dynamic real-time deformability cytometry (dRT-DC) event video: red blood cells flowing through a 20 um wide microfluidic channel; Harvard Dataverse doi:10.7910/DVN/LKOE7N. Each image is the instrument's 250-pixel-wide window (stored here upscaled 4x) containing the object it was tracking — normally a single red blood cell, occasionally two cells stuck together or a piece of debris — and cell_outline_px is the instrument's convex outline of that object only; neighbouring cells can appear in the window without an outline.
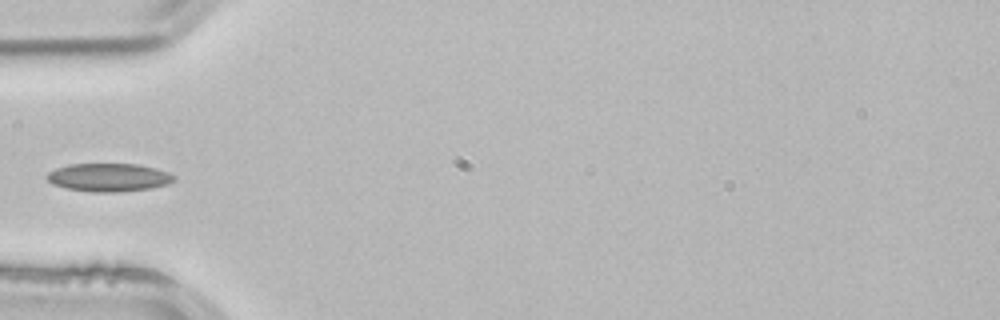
{"species": "common noctule bat (a hibernating species)", "species_latin": "Nyctalus noctula", "temperature_condition": "room temperature", "stored_images_in_passage": 4, "camera_frame_rate_fps": 3000, "um_per_image_px": 0.085, "animal": {"sex": "male", "body_mass_g": 21.5, "forearm_length_mm": 52.0}, "frame": {"image": 1, "passage_image": 4, "time_ms": 1.0, "image_size_px": [1000, 320], "cell_outline_px": [[176, 180], [168, 184], [148, 188], [120, 192], [92, 192], [68, 188], [52, 184], [44, 176], [48, 172], [56, 168], [68, 164], [136, 164], [156, 168], [168, 172], [176, 176]], "centroid_in_image_um": [9.24, 15.07], "position_along_channel_um": 75.8, "area_um2": 20.92}}